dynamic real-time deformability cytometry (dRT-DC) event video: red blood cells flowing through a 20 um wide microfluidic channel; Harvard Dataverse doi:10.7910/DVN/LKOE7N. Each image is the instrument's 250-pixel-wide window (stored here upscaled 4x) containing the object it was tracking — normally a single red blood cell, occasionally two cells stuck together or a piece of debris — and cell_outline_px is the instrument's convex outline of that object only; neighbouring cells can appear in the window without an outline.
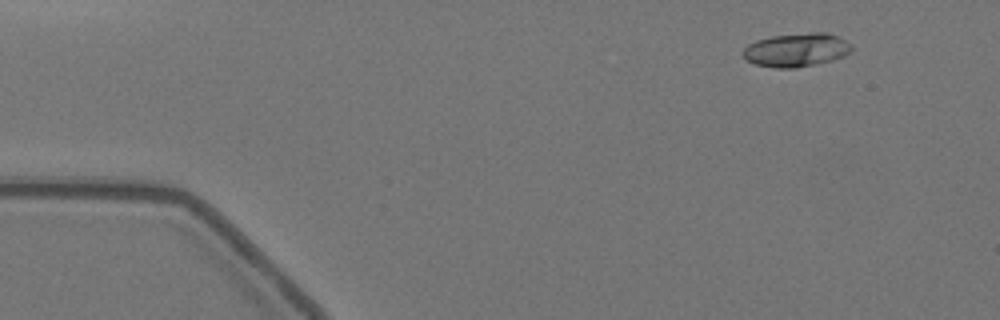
{"species": "Egyptian fruit bat (a non-hibernating species)", "species_latin": "Rousettus aegyptiacus", "temperature_condition": "warm", "stored_images_in_passage": 9, "camera_frame_rate_fps": 3000, "um_per_image_px": 0.085, "animal": {"sex": "female"}, "frame": {"image": 1, "passage_image": 2, "time_ms": 0.333, "image_size_px": [1000, 320], "cell_outline_px": [[852, 52], [844, 56], [832, 60], [816, 64], [796, 68], [776, 68], [756, 64], [744, 60], [744, 48], [748, 44], [756, 40], [772, 36], [812, 32], [828, 32], [844, 40], [852, 48]], "centroid_in_image_um": [67.68, 4.25], "position_along_channel_um": 17.3, "area_um2": 21.21}}